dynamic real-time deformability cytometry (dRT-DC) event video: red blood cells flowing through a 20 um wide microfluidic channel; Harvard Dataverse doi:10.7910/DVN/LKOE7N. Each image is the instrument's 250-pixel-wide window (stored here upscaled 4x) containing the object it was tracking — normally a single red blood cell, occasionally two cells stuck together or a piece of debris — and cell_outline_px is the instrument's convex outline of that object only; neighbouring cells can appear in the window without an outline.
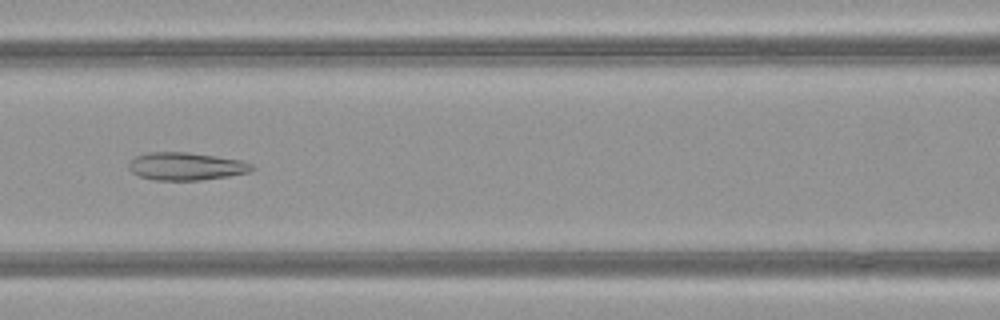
{"species": "common noctule bat (a hibernating species)", "species_latin": "Nyctalus noctula", "temperature_condition": "warm", "stored_images_in_passage": 51, "camera_frame_rate_fps": 3000, "um_per_image_px": 0.085, "animal": {"sex": "female", "body_mass_g": 21.9}, "frame": {"image": 1, "passage_image": 23, "time_ms": 7.333, "image_size_px": [1000, 320], "cell_outline_px": [[256, 168], [248, 172], [228, 176], [200, 180], [152, 180], [140, 176], [132, 172], [128, 168], [128, 160], [136, 156], [148, 152], [188, 152], [240, 160], [252, 164]], "centroid_in_image_um": [15.77, 14.13], "position_along_channel_um": 150.8, "area_um2": 19.94}}
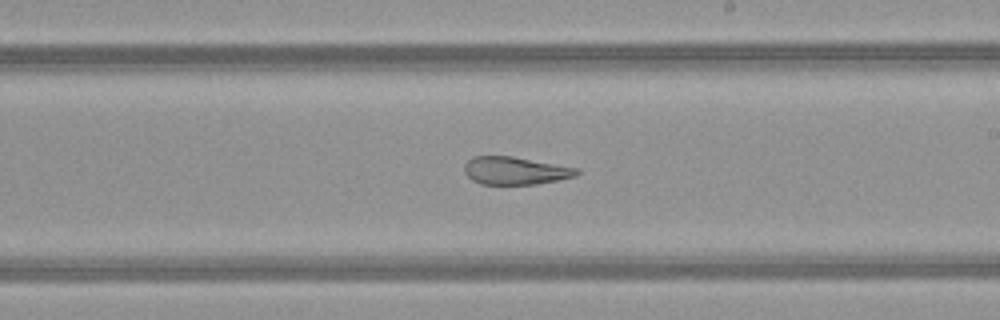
{"frame": {"image": 2, "passage_image": 30, "time_ms": 9.667, "image_size_px": [1000, 320], "cell_outline_px": [[580, 172], [576, 176], [536, 184], [480, 184], [472, 180], [464, 172], [464, 164], [472, 156], [512, 156], [580, 168]], "centroid_in_image_um": [43.79, 14.5], "position_along_channel_um": 245.2, "area_um2": 18.26}}
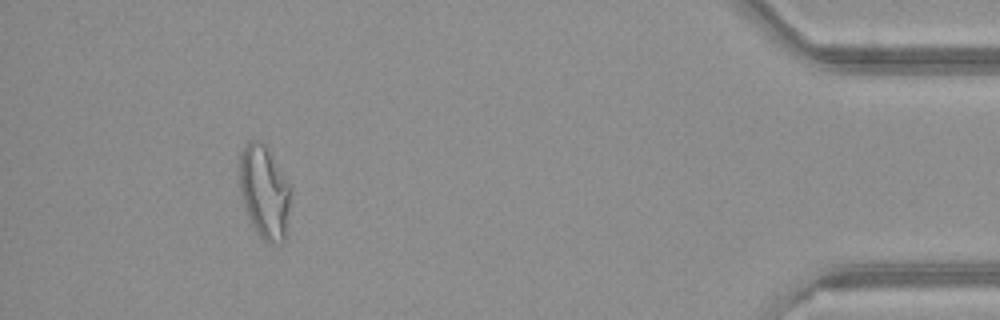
{"frame": {"image": 3, "passage_image": 47, "time_ms": 15.333, "image_size_px": [1000, 320], "cell_outline_px": [[292, 188], [288, 236], [280, 244], [268, 244], [256, 232], [244, 208], [240, 192], [240, 152], [248, 140], [264, 140]], "centroid_in_image_um": [22.52, 16.34], "position_along_channel_um": 412.7, "area_um2": 28.84}, "authors_computed_cell_mechanics": {"area_um2": 26.1834, "velocity_mm_per_s": 4.0487, "shape_relaxation_time_tau1_ms": null, "shape_relaxation_time_tau2_ms": 1.8261, "deformation_change_tau1": null, "deformation_change_tau2": 0.1065}}